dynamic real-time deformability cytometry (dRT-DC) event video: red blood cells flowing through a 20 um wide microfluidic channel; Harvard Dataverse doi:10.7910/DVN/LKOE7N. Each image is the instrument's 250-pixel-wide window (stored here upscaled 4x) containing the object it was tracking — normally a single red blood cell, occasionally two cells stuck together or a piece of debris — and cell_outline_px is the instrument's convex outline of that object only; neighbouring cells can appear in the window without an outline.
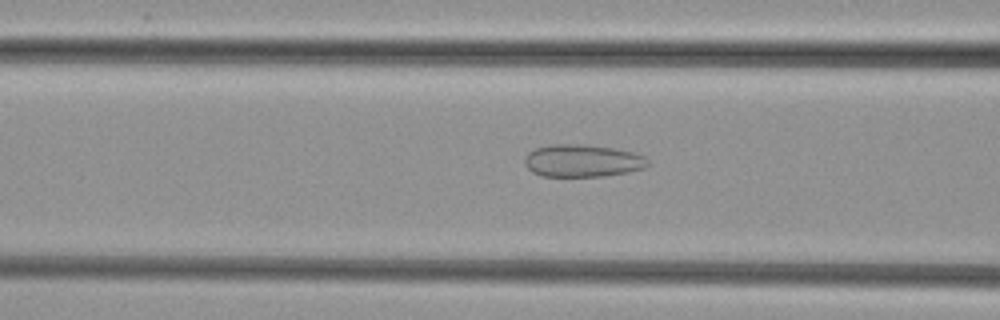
{"species": "common noctule bat (a hibernating species)", "species_latin": "Nyctalus noctula", "temperature_condition": "cold", "stored_images_in_passage": 33, "camera_frame_rate_fps": 3000, "um_per_image_px": 0.085, "animal": {"sex": "female", "body_mass_g": 29.2, "forearm_length_mm": 56.3}, "frame": {"image": 1, "passage_image": 6, "time_ms": 1.667, "image_size_px": [1000, 320], "cell_outline_px": [[648, 164], [644, 168], [628, 172], [604, 176], [540, 176], [532, 172], [524, 164], [524, 156], [528, 152], [536, 148], [548, 144], [584, 144], [612, 148], [632, 152], [644, 156], [648, 160]], "centroid_in_image_um": [49.46, 13.66], "position_along_channel_um": 117.1, "area_um2": 23.41}}
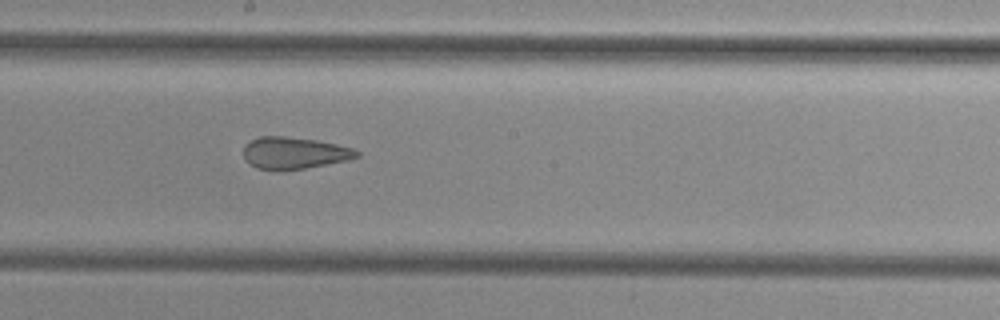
{"frame": {"image": 2, "passage_image": 14, "time_ms": 4.333, "image_size_px": [1000, 320], "cell_outline_px": [[360, 156], [348, 160], [304, 168], [280, 172], [276, 172], [256, 168], [248, 164], [244, 160], [244, 144], [260, 136], [284, 136], [316, 140], [336, 144], [352, 148], [360, 152]], "centroid_in_image_um": [24.96, 13.03], "position_along_channel_um": 223.2, "area_um2": 21.39}}
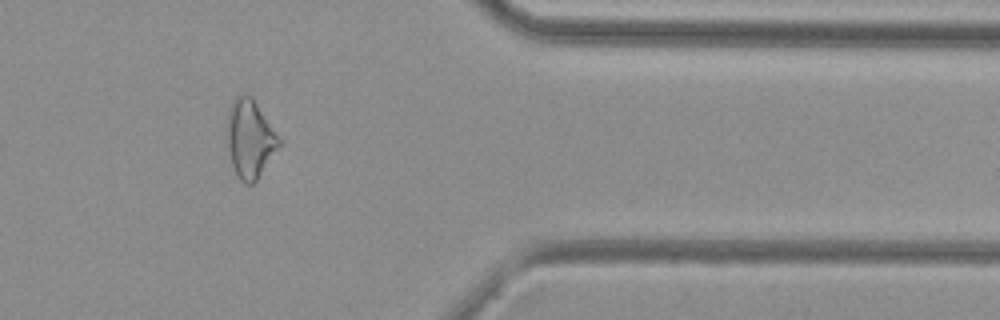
{"frame": {"image": 3, "passage_image": 28, "time_ms": 9.0, "image_size_px": [1000, 320], "cell_outline_px": [[280, 144], [256, 180], [252, 184], [244, 184], [236, 176], [232, 164], [224, 132], [224, 128], [228, 108], [232, 100], [240, 92], [252, 96], [280, 140]], "centroid_in_image_um": [21.16, 11.75], "position_along_channel_um": 390.2, "area_um2": 23.87}}